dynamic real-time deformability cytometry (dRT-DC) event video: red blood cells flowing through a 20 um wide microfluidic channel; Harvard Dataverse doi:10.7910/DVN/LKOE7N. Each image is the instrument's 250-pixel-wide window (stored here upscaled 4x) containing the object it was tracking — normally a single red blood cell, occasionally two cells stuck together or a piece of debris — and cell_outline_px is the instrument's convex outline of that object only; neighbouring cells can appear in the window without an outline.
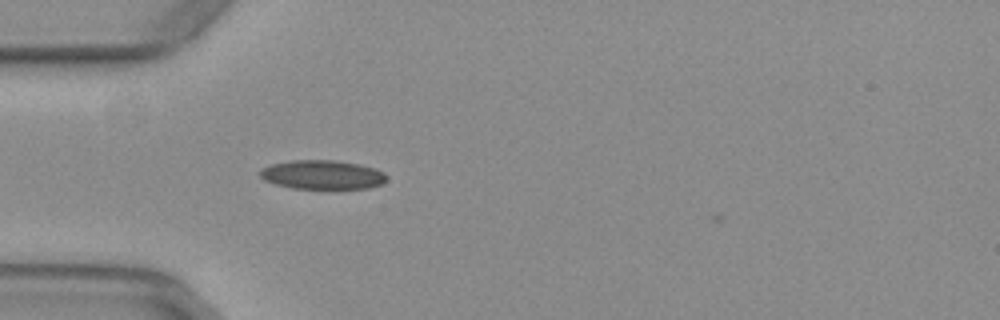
{"species": "common noctule bat (a hibernating species)", "species_latin": "Nyctalus noctula", "temperature_condition": "warm", "stored_images_in_passage": 36, "camera_frame_rate_fps": 3000, "um_per_image_px": 0.085, "animal": {"sex": "female", "body_mass_g": 29.2, "forearm_length_mm": 56.3}, "frame": {"image": 1, "passage_image": 1, "time_ms": 0.0, "image_size_px": [1000, 320], "cell_outline_px": [[388, 176], [380, 184], [368, 188], [320, 192], [292, 188], [276, 184], [264, 180], [260, 176], [260, 168], [272, 164], [292, 160], [332, 160], [360, 164], [384, 172]], "centroid_in_image_um": [27.39, 14.9], "position_along_channel_um": 57.6, "area_um2": 22.31}}
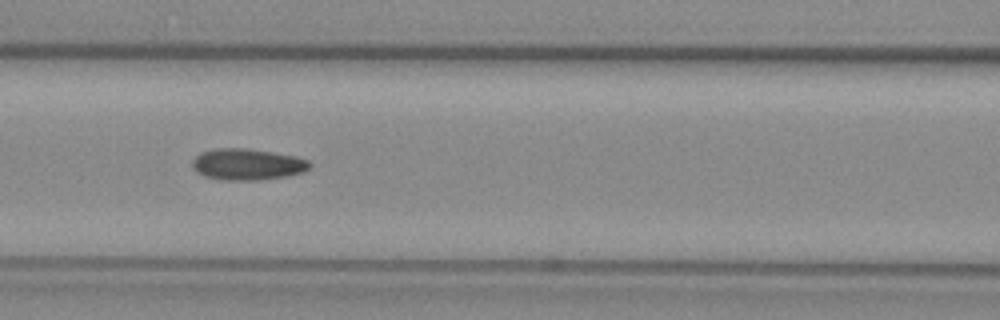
{"frame": {"image": 2, "passage_image": 8, "time_ms": 2.333, "image_size_px": [1000, 320], "cell_outline_px": [[312, 168], [304, 172], [288, 176], [260, 180], [220, 180], [204, 176], [196, 172], [192, 168], [192, 160], [200, 152], [220, 148], [244, 148], [272, 152], [296, 156], [308, 160], [312, 164]], "centroid_in_image_um": [21.04, 13.98], "position_along_channel_um": 145.6, "area_um2": 21.73}}
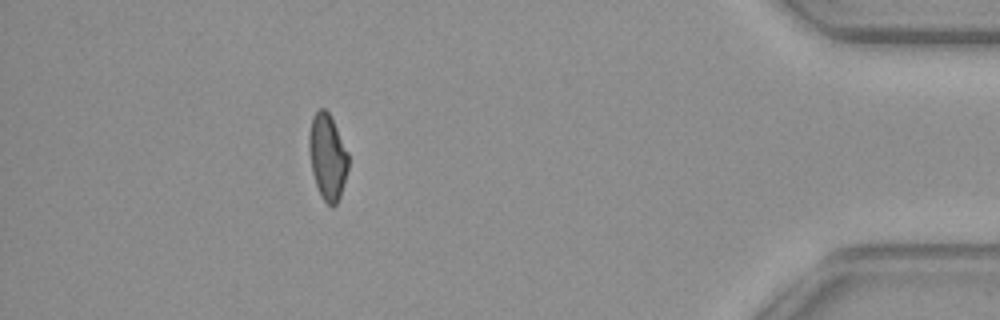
{"frame": {"image": 3, "passage_image": 32, "time_ms": 10.333, "image_size_px": [1000, 320], "cell_outline_px": [[348, 168], [340, 196], [336, 204], [332, 208], [320, 196], [312, 172], [308, 144], [308, 136], [312, 116], [320, 108], [324, 108], [328, 112], [348, 152]], "centroid_in_image_um": [27.82, 13.34], "position_along_channel_um": 407.4, "area_um2": 19.48}, "authors_computed_cell_mechanics": {"area_um2": 20.3745, "velocity_mm_per_s": 3.9505, "shape_relaxation_time_tau1_ms": null, "shape_relaxation_time_tau2_ms": 4.7702, "deformation_change_tau1": null, "deformation_change_tau2": 0.1115}}